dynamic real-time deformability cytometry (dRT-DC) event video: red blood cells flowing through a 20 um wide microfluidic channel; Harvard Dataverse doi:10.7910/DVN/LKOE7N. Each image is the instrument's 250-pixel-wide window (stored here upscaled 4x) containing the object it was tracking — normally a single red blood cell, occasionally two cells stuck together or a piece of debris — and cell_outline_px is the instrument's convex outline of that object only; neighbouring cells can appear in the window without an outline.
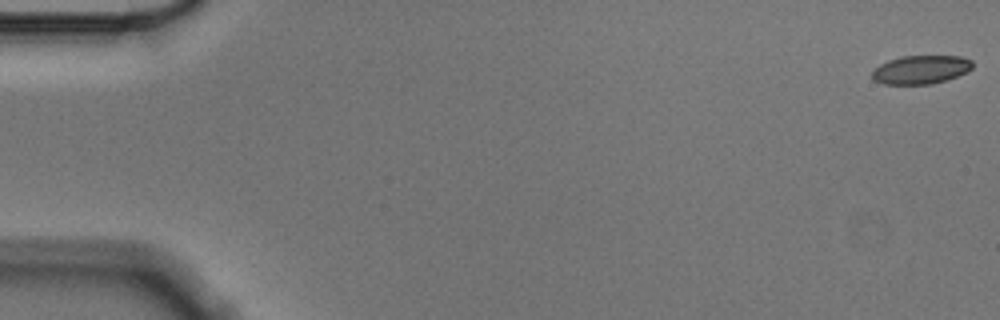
{"species": "Egyptian fruit bat (a non-hibernating species)", "species_latin": "Rousettus aegyptiacus", "temperature_condition": "cold", "stored_images_in_passage": 57, "camera_frame_rate_fps": 3000, "um_per_image_px": 0.085, "animal": {"sex": "male"}, "frame": {"image": 1, "passage_image": 1, "time_ms": 0.0, "image_size_px": [1000, 320], "cell_outline_px": [[972, 68], [968, 72], [932, 84], [884, 84], [872, 80], [872, 72], [880, 64], [888, 60], [900, 56], [960, 56], [972, 60]], "centroid_in_image_um": [78.26, 5.91], "position_along_channel_um": 6.7, "area_um2": 16.7}}
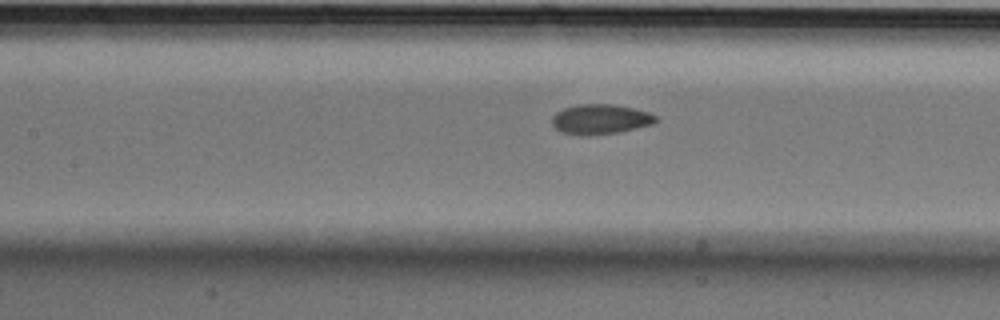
{"frame": {"image": 2, "passage_image": 26, "time_ms": 8.333, "image_size_px": [1000, 320], "cell_outline_px": [[660, 120], [656, 124], [616, 132], [560, 132], [552, 124], [552, 116], [556, 112], [564, 108], [576, 104], [612, 104], [632, 108], [648, 112], [656, 116]], "centroid_in_image_um": [51.09, 10.08], "position_along_channel_um": 156.3, "area_um2": 17.4}}
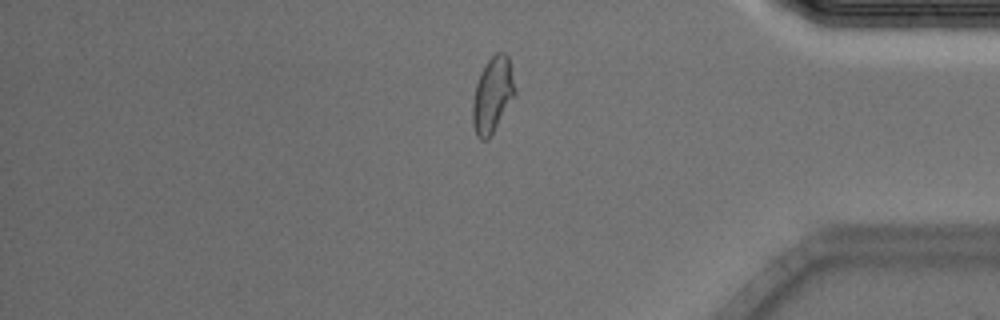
{"frame": {"image": 3, "passage_image": 48, "time_ms": 15.667, "image_size_px": [1000, 320], "cell_outline_px": [[516, 92], [488, 140], [480, 140], [476, 136], [472, 124], [472, 100], [476, 84], [480, 72], [484, 64], [496, 52], [504, 52], [508, 56], [516, 88]], "centroid_in_image_um": [41.84, 8.06], "position_along_channel_um": 393.4, "area_um2": 18.67}, "authors_computed_cell_mechanics": {"area_um2": 18.0914, "velocity_mm_per_s": 3.549, "shape_relaxation_time_tau1_ms": 6.4947, "shape_relaxation_time_tau2_ms": 1.1547, "deformation_change_tau1": 0.1333, "deformation_change_tau2": 0.0464}}